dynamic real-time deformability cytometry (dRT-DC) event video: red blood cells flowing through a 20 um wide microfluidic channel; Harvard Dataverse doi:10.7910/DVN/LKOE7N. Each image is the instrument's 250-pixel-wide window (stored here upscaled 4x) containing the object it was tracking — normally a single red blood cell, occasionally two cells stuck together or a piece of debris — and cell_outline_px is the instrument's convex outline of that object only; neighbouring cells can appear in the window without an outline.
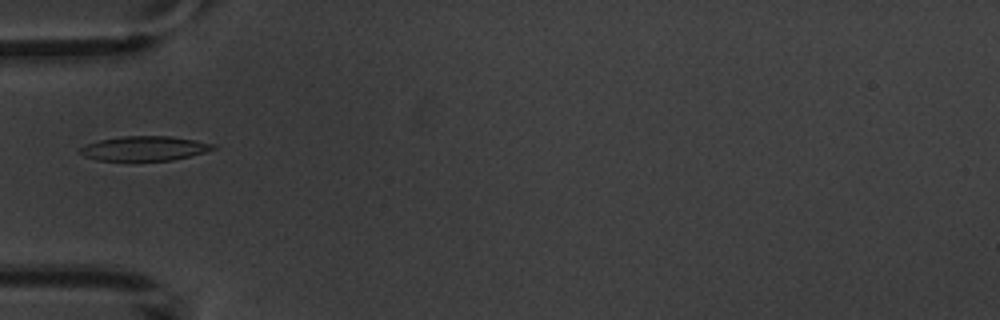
{"species": "common noctule bat (a hibernating species)", "species_latin": "Nyctalus noctula", "temperature_condition": "warm", "stored_images_in_passage": 4, "camera_frame_rate_fps": 3000, "um_per_image_px": 0.085, "animal": {"sex": "male", "body_mass_g": 20.1, "forearm_length_mm": 53.5}, "frame": {"image": 1, "passage_image": 3, "time_ms": 2.667, "image_size_px": [1000, 320], "cell_outline_px": [[216, 148], [204, 152], [172, 160], [96, 160], [84, 156], [80, 152], [80, 148], [88, 144], [100, 140], [120, 136], [172, 136], [196, 140], [216, 144]], "centroid_in_image_um": [12.3, 12.6], "position_along_channel_um": 72.7, "area_um2": 18.84}}